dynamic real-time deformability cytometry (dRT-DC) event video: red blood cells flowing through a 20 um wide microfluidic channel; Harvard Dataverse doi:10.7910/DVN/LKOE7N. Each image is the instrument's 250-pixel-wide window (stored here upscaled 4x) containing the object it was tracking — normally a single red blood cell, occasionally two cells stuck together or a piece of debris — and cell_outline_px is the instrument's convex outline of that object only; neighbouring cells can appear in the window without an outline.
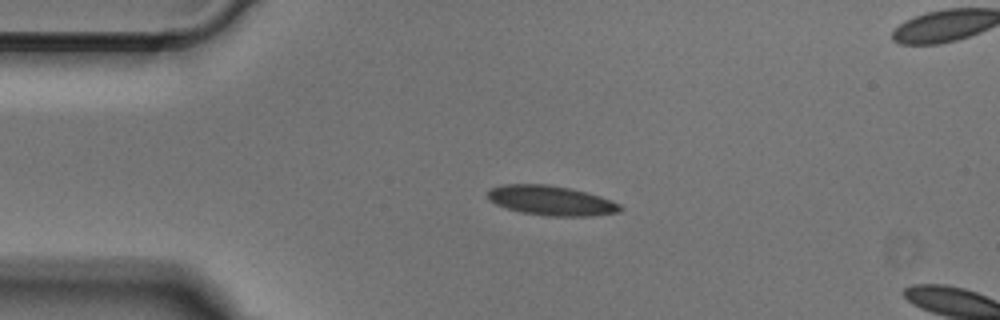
{"species": "Egyptian fruit bat (a non-hibernating species)", "species_latin": "Rousettus aegyptiacus", "temperature_condition": "cold", "stored_images_in_passage": 13, "camera_frame_rate_fps": 3000, "um_per_image_px": 0.085, "animal": {"sex": "male"}, "frame": {"image": 1, "passage_image": 10, "time_ms": 3.0, "image_size_px": [1000, 320], "cell_outline_px": [[624, 208], [620, 212], [592, 216], [548, 216], [520, 212], [496, 204], [488, 200], [488, 192], [492, 188], [504, 184], [548, 184], [572, 188], [588, 192], [612, 200], [620, 204]], "centroid_in_image_um": [46.9, 17.04], "position_along_channel_um": 38.1, "area_um2": 23.12}}